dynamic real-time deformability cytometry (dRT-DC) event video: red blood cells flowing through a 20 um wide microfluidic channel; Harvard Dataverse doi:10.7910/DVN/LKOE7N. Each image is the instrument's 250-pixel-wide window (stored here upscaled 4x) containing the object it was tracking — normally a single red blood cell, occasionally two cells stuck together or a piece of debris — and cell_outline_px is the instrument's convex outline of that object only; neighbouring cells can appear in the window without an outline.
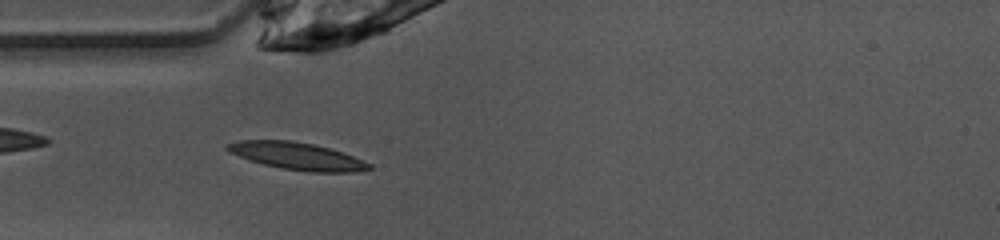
{"species": "common noctule bat (a hibernating species)", "species_latin": "Nyctalus noctula", "temperature_condition": "warm", "stored_images_in_passage": 38, "camera_frame_rate_fps": 3000, "um_per_image_px": 0.085, "animal": {"sex": "female", "body_mass_g": 10.0, "forearm_length_mm": 53.1}, "frame": {"image": 1, "passage_image": 3, "time_ms": 0.667, "image_size_px": [1000, 240], "cell_outline_px": [[372, 168], [352, 172], [312, 172], [280, 168], [264, 164], [228, 152], [224, 148], [224, 144], [240, 140], [292, 140], [312, 144], [328, 148], [352, 156], [372, 164]], "centroid_in_image_um": [25.21, 13.26], "position_along_channel_um": 59.8, "area_um2": 22.31}}
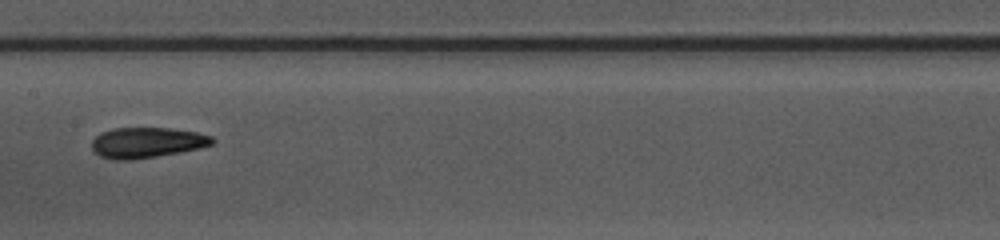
{"frame": {"image": 2, "passage_image": 13, "time_ms": 4.0, "image_size_px": [1000, 240], "cell_outline_px": [[216, 140], [212, 144], [200, 148], [180, 152], [132, 160], [116, 160], [100, 156], [92, 152], [92, 140], [100, 132], [112, 128], [168, 128], [196, 132], [212, 136]], "centroid_in_image_um": [12.46, 12.12], "position_along_channel_um": 194.9, "area_um2": 21.5}}
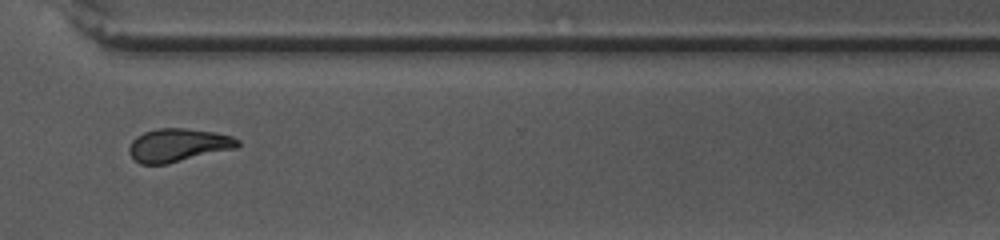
{"frame": {"image": 3, "passage_image": 25, "time_ms": 8.0, "image_size_px": [1000, 240], "cell_outline_px": [[240, 144], [236, 148], [168, 164], [140, 164], [128, 152], [128, 148], [132, 140], [136, 136], [144, 132], [156, 128], [184, 128], [216, 132], [232, 136], [240, 140]], "centroid_in_image_um": [15.14, 12.33], "position_along_channel_um": 355.5, "area_um2": 21.15}, "authors_computed_cell_mechanics": {"area_um2": 20.9814, "velocity_mm_per_s": 4.0268, "shape_relaxation_time_tau1_ms": 8.8364, "shape_relaxation_time_tau2_ms": 2.0182, "deformation_change_tau1": 0.2414, "deformation_change_tau2": 0.0875}}